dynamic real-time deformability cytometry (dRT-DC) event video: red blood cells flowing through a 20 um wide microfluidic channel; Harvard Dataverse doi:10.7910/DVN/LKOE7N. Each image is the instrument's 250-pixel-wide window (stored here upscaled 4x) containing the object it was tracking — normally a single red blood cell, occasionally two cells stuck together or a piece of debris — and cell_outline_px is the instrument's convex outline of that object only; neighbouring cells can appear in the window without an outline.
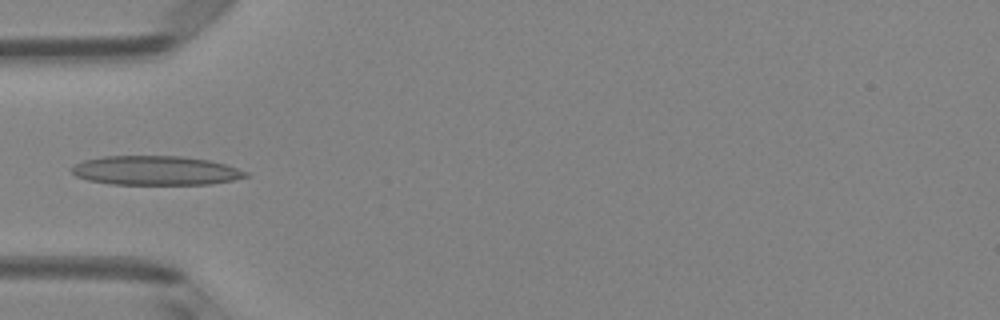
{"species": "Egyptian fruit bat (a non-hibernating species)", "species_latin": "Rousettus aegyptiacus", "temperature_condition": "room temperature", "stored_images_in_passage": 4, "camera_frame_rate_fps": 3000, "um_per_image_px": 0.085, "animal": {"sex": "female"}, "frame": {"image": 1, "passage_image": 4, "time_ms": 1.0, "image_size_px": [1000, 320], "cell_outline_px": [[248, 176], [232, 180], [212, 184], [112, 184], [88, 180], [76, 176], [68, 168], [84, 160], [104, 156], [180, 156], [208, 160], [224, 164], [248, 172]], "centroid_in_image_um": [13.2, 14.49], "position_along_channel_um": 71.8, "area_um2": 29.48}}